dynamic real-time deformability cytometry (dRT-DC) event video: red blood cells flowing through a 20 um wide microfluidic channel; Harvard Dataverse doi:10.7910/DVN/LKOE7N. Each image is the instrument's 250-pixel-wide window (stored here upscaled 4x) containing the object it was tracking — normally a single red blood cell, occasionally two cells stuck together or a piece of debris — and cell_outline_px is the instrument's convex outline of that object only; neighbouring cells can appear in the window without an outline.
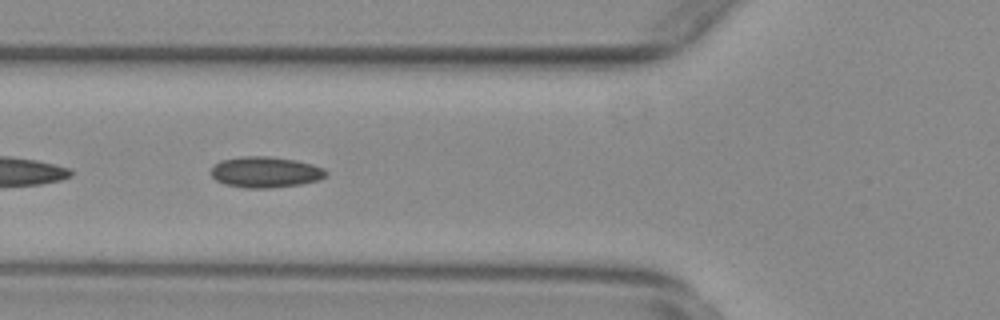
{"species": "common noctule bat (a hibernating species)", "species_latin": "Nyctalus noctula", "temperature_condition": "warm", "stored_images_in_passage": 26, "camera_frame_rate_fps": 3000, "um_per_image_px": 0.085, "animal": {"sex": "female", "body_mass_g": 29.2, "forearm_length_mm": 56.3}, "frame": {"image": 1, "passage_image": 19, "time_ms": 6.0, "image_size_px": [1000, 320], "cell_outline_px": [[328, 176], [316, 180], [300, 184], [272, 188], [244, 188], [224, 184], [216, 180], [212, 176], [212, 168], [220, 160], [240, 156], [268, 156], [296, 160], [312, 164], [324, 168], [328, 172]], "centroid_in_image_um": [22.57, 14.63], "position_along_channel_um": 103.2, "area_um2": 20.81}}
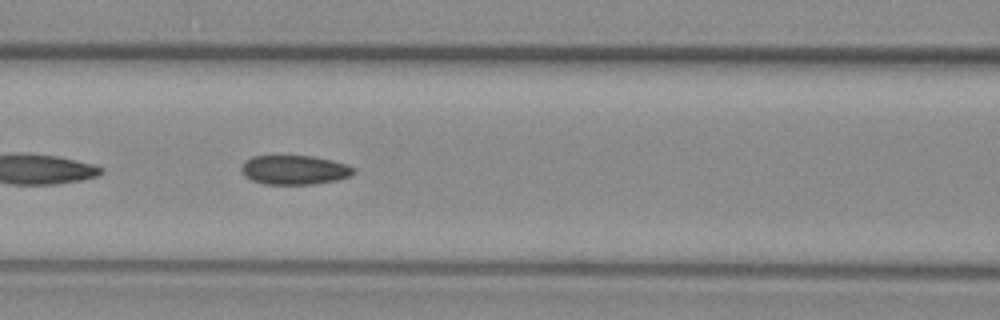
{"frame": {"image": 2, "passage_image": 22, "time_ms": 7.0, "image_size_px": [1000, 320], "cell_outline_px": [[356, 172], [352, 176], [336, 180], [312, 184], [264, 184], [252, 180], [244, 176], [240, 168], [244, 160], [252, 156], [312, 156], [332, 160], [348, 164], [356, 168]], "centroid_in_image_um": [25.04, 14.44], "position_along_channel_um": 141.6, "area_um2": 19.36}}
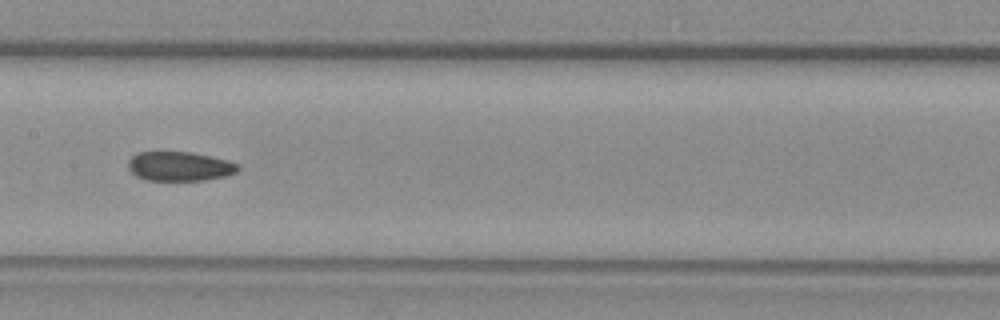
{"frame": {"image": 3, "passage_image": 26, "time_ms": 8.333, "image_size_px": [1000, 320], "cell_outline_px": [[240, 168], [236, 172], [224, 176], [204, 180], [144, 180], [136, 176], [128, 168], [128, 160], [136, 152], [188, 152], [228, 160], [236, 164]], "centroid_in_image_um": [15.22, 14.14], "position_along_channel_um": 192.2, "area_um2": 18.61}}